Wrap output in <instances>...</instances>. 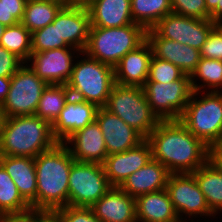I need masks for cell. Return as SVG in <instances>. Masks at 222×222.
I'll list each match as a JSON object with an SVG mask.
<instances>
[{"instance_id":"cell-1","label":"cell","mask_w":222,"mask_h":222,"mask_svg":"<svg viewBox=\"0 0 222 222\" xmlns=\"http://www.w3.org/2000/svg\"><path fill=\"white\" fill-rule=\"evenodd\" d=\"M146 140L151 145L152 158L171 174L193 173L213 156L211 148L179 120H160Z\"/></svg>"},{"instance_id":"cell-2","label":"cell","mask_w":222,"mask_h":222,"mask_svg":"<svg viewBox=\"0 0 222 222\" xmlns=\"http://www.w3.org/2000/svg\"><path fill=\"white\" fill-rule=\"evenodd\" d=\"M37 192L36 209L54 212L68 205L69 175L75 161L64 143L34 158Z\"/></svg>"},{"instance_id":"cell-3","label":"cell","mask_w":222,"mask_h":222,"mask_svg":"<svg viewBox=\"0 0 222 222\" xmlns=\"http://www.w3.org/2000/svg\"><path fill=\"white\" fill-rule=\"evenodd\" d=\"M52 125L36 115L6 117L0 136V155L35 158L54 147Z\"/></svg>"},{"instance_id":"cell-4","label":"cell","mask_w":222,"mask_h":222,"mask_svg":"<svg viewBox=\"0 0 222 222\" xmlns=\"http://www.w3.org/2000/svg\"><path fill=\"white\" fill-rule=\"evenodd\" d=\"M114 84V68L82 52L74 62L66 86L72 97L93 103L99 108L106 106Z\"/></svg>"},{"instance_id":"cell-5","label":"cell","mask_w":222,"mask_h":222,"mask_svg":"<svg viewBox=\"0 0 222 222\" xmlns=\"http://www.w3.org/2000/svg\"><path fill=\"white\" fill-rule=\"evenodd\" d=\"M145 40L146 30L136 23L111 28L91 26L83 52L114 68L128 52L135 50Z\"/></svg>"},{"instance_id":"cell-6","label":"cell","mask_w":222,"mask_h":222,"mask_svg":"<svg viewBox=\"0 0 222 222\" xmlns=\"http://www.w3.org/2000/svg\"><path fill=\"white\" fill-rule=\"evenodd\" d=\"M179 121L212 149L222 133V92L193 91Z\"/></svg>"},{"instance_id":"cell-7","label":"cell","mask_w":222,"mask_h":222,"mask_svg":"<svg viewBox=\"0 0 222 222\" xmlns=\"http://www.w3.org/2000/svg\"><path fill=\"white\" fill-rule=\"evenodd\" d=\"M105 108L133 127L145 139L160 121L151 111L142 87L115 83Z\"/></svg>"},{"instance_id":"cell-8","label":"cell","mask_w":222,"mask_h":222,"mask_svg":"<svg viewBox=\"0 0 222 222\" xmlns=\"http://www.w3.org/2000/svg\"><path fill=\"white\" fill-rule=\"evenodd\" d=\"M159 120H179L193 93L189 75L174 82L146 81L142 87Z\"/></svg>"},{"instance_id":"cell-9","label":"cell","mask_w":222,"mask_h":222,"mask_svg":"<svg viewBox=\"0 0 222 222\" xmlns=\"http://www.w3.org/2000/svg\"><path fill=\"white\" fill-rule=\"evenodd\" d=\"M68 182V205L77 207H92L112 187L98 163L74 161Z\"/></svg>"},{"instance_id":"cell-10","label":"cell","mask_w":222,"mask_h":222,"mask_svg":"<svg viewBox=\"0 0 222 222\" xmlns=\"http://www.w3.org/2000/svg\"><path fill=\"white\" fill-rule=\"evenodd\" d=\"M166 190L181 222H194L196 218L199 221L202 216L208 218L207 222L211 217L218 219L191 173L170 174Z\"/></svg>"},{"instance_id":"cell-11","label":"cell","mask_w":222,"mask_h":222,"mask_svg":"<svg viewBox=\"0 0 222 222\" xmlns=\"http://www.w3.org/2000/svg\"><path fill=\"white\" fill-rule=\"evenodd\" d=\"M48 84L24 63L11 77L2 107L6 117L35 115L43 90Z\"/></svg>"},{"instance_id":"cell-12","label":"cell","mask_w":222,"mask_h":222,"mask_svg":"<svg viewBox=\"0 0 222 222\" xmlns=\"http://www.w3.org/2000/svg\"><path fill=\"white\" fill-rule=\"evenodd\" d=\"M216 23L211 19L167 14L152 29L162 38L177 41L200 51Z\"/></svg>"},{"instance_id":"cell-13","label":"cell","mask_w":222,"mask_h":222,"mask_svg":"<svg viewBox=\"0 0 222 222\" xmlns=\"http://www.w3.org/2000/svg\"><path fill=\"white\" fill-rule=\"evenodd\" d=\"M81 53L73 47L45 50L31 53L26 63L47 84L66 85L71 76L75 59Z\"/></svg>"},{"instance_id":"cell-14","label":"cell","mask_w":222,"mask_h":222,"mask_svg":"<svg viewBox=\"0 0 222 222\" xmlns=\"http://www.w3.org/2000/svg\"><path fill=\"white\" fill-rule=\"evenodd\" d=\"M95 120L104 136L108 155L132 149L145 140L138 131L105 107L97 109Z\"/></svg>"},{"instance_id":"cell-15","label":"cell","mask_w":222,"mask_h":222,"mask_svg":"<svg viewBox=\"0 0 222 222\" xmlns=\"http://www.w3.org/2000/svg\"><path fill=\"white\" fill-rule=\"evenodd\" d=\"M151 158L152 148L145 139L132 149L108 155L102 165L109 184L112 187H119L127 177L145 166Z\"/></svg>"},{"instance_id":"cell-16","label":"cell","mask_w":222,"mask_h":222,"mask_svg":"<svg viewBox=\"0 0 222 222\" xmlns=\"http://www.w3.org/2000/svg\"><path fill=\"white\" fill-rule=\"evenodd\" d=\"M64 144L75 161L103 164L108 156L104 136L96 120L72 134Z\"/></svg>"},{"instance_id":"cell-17","label":"cell","mask_w":222,"mask_h":222,"mask_svg":"<svg viewBox=\"0 0 222 222\" xmlns=\"http://www.w3.org/2000/svg\"><path fill=\"white\" fill-rule=\"evenodd\" d=\"M97 109L93 103L70 96L52 124L53 136L59 143H64L72 134L95 120Z\"/></svg>"},{"instance_id":"cell-18","label":"cell","mask_w":222,"mask_h":222,"mask_svg":"<svg viewBox=\"0 0 222 222\" xmlns=\"http://www.w3.org/2000/svg\"><path fill=\"white\" fill-rule=\"evenodd\" d=\"M146 39L150 43L153 55L171 62L186 75L191 76L200 61V51L177 41L160 37L153 29L146 31Z\"/></svg>"},{"instance_id":"cell-19","label":"cell","mask_w":222,"mask_h":222,"mask_svg":"<svg viewBox=\"0 0 222 222\" xmlns=\"http://www.w3.org/2000/svg\"><path fill=\"white\" fill-rule=\"evenodd\" d=\"M91 27L90 13L87 8L63 6L58 12L59 42L83 52L88 42Z\"/></svg>"},{"instance_id":"cell-20","label":"cell","mask_w":222,"mask_h":222,"mask_svg":"<svg viewBox=\"0 0 222 222\" xmlns=\"http://www.w3.org/2000/svg\"><path fill=\"white\" fill-rule=\"evenodd\" d=\"M153 51L147 39L135 50L128 52L114 67L115 83L143 87L148 79Z\"/></svg>"},{"instance_id":"cell-21","label":"cell","mask_w":222,"mask_h":222,"mask_svg":"<svg viewBox=\"0 0 222 222\" xmlns=\"http://www.w3.org/2000/svg\"><path fill=\"white\" fill-rule=\"evenodd\" d=\"M91 209L101 222H137L136 199L119 187H111Z\"/></svg>"},{"instance_id":"cell-22","label":"cell","mask_w":222,"mask_h":222,"mask_svg":"<svg viewBox=\"0 0 222 222\" xmlns=\"http://www.w3.org/2000/svg\"><path fill=\"white\" fill-rule=\"evenodd\" d=\"M170 174L163 164L151 158L145 166L127 177L119 188L136 199L140 195L165 189Z\"/></svg>"},{"instance_id":"cell-23","label":"cell","mask_w":222,"mask_h":222,"mask_svg":"<svg viewBox=\"0 0 222 222\" xmlns=\"http://www.w3.org/2000/svg\"><path fill=\"white\" fill-rule=\"evenodd\" d=\"M0 164L16 184L22 198L31 208L36 209L37 179L34 158L0 155Z\"/></svg>"},{"instance_id":"cell-24","label":"cell","mask_w":222,"mask_h":222,"mask_svg":"<svg viewBox=\"0 0 222 222\" xmlns=\"http://www.w3.org/2000/svg\"><path fill=\"white\" fill-rule=\"evenodd\" d=\"M137 222H181L165 189L136 198Z\"/></svg>"},{"instance_id":"cell-25","label":"cell","mask_w":222,"mask_h":222,"mask_svg":"<svg viewBox=\"0 0 222 222\" xmlns=\"http://www.w3.org/2000/svg\"><path fill=\"white\" fill-rule=\"evenodd\" d=\"M88 11L91 26L111 28L133 24L131 0H97Z\"/></svg>"},{"instance_id":"cell-26","label":"cell","mask_w":222,"mask_h":222,"mask_svg":"<svg viewBox=\"0 0 222 222\" xmlns=\"http://www.w3.org/2000/svg\"><path fill=\"white\" fill-rule=\"evenodd\" d=\"M205 196L210 210L222 216V166L212 156L204 165L191 173Z\"/></svg>"},{"instance_id":"cell-27","label":"cell","mask_w":222,"mask_h":222,"mask_svg":"<svg viewBox=\"0 0 222 222\" xmlns=\"http://www.w3.org/2000/svg\"><path fill=\"white\" fill-rule=\"evenodd\" d=\"M170 13H172L170 0H131L132 20L146 31L152 29Z\"/></svg>"},{"instance_id":"cell-28","label":"cell","mask_w":222,"mask_h":222,"mask_svg":"<svg viewBox=\"0 0 222 222\" xmlns=\"http://www.w3.org/2000/svg\"><path fill=\"white\" fill-rule=\"evenodd\" d=\"M62 7L51 0H27L21 23L33 33L51 24Z\"/></svg>"},{"instance_id":"cell-29","label":"cell","mask_w":222,"mask_h":222,"mask_svg":"<svg viewBox=\"0 0 222 222\" xmlns=\"http://www.w3.org/2000/svg\"><path fill=\"white\" fill-rule=\"evenodd\" d=\"M190 80L193 91L222 92V61L200 58Z\"/></svg>"},{"instance_id":"cell-30","label":"cell","mask_w":222,"mask_h":222,"mask_svg":"<svg viewBox=\"0 0 222 222\" xmlns=\"http://www.w3.org/2000/svg\"><path fill=\"white\" fill-rule=\"evenodd\" d=\"M70 96L66 85L48 84L42 92L35 115L52 125Z\"/></svg>"},{"instance_id":"cell-31","label":"cell","mask_w":222,"mask_h":222,"mask_svg":"<svg viewBox=\"0 0 222 222\" xmlns=\"http://www.w3.org/2000/svg\"><path fill=\"white\" fill-rule=\"evenodd\" d=\"M0 45L26 63L32 53L31 32L19 22L5 28Z\"/></svg>"},{"instance_id":"cell-32","label":"cell","mask_w":222,"mask_h":222,"mask_svg":"<svg viewBox=\"0 0 222 222\" xmlns=\"http://www.w3.org/2000/svg\"><path fill=\"white\" fill-rule=\"evenodd\" d=\"M30 208L31 206L20 195L14 181L0 164V216L23 212Z\"/></svg>"},{"instance_id":"cell-33","label":"cell","mask_w":222,"mask_h":222,"mask_svg":"<svg viewBox=\"0 0 222 222\" xmlns=\"http://www.w3.org/2000/svg\"><path fill=\"white\" fill-rule=\"evenodd\" d=\"M31 42L32 53L70 47L66 42H59L58 13L51 24L31 33Z\"/></svg>"},{"instance_id":"cell-34","label":"cell","mask_w":222,"mask_h":222,"mask_svg":"<svg viewBox=\"0 0 222 222\" xmlns=\"http://www.w3.org/2000/svg\"><path fill=\"white\" fill-rule=\"evenodd\" d=\"M184 75L185 73L176 65L166 60L159 59L153 55L149 64L147 81L168 83L179 80Z\"/></svg>"},{"instance_id":"cell-35","label":"cell","mask_w":222,"mask_h":222,"mask_svg":"<svg viewBox=\"0 0 222 222\" xmlns=\"http://www.w3.org/2000/svg\"><path fill=\"white\" fill-rule=\"evenodd\" d=\"M172 13L197 19H211L205 0H170Z\"/></svg>"},{"instance_id":"cell-36","label":"cell","mask_w":222,"mask_h":222,"mask_svg":"<svg viewBox=\"0 0 222 222\" xmlns=\"http://www.w3.org/2000/svg\"><path fill=\"white\" fill-rule=\"evenodd\" d=\"M27 0H0V24L5 27L21 22Z\"/></svg>"},{"instance_id":"cell-37","label":"cell","mask_w":222,"mask_h":222,"mask_svg":"<svg viewBox=\"0 0 222 222\" xmlns=\"http://www.w3.org/2000/svg\"><path fill=\"white\" fill-rule=\"evenodd\" d=\"M62 222H101L91 207L67 205L53 212Z\"/></svg>"},{"instance_id":"cell-38","label":"cell","mask_w":222,"mask_h":222,"mask_svg":"<svg viewBox=\"0 0 222 222\" xmlns=\"http://www.w3.org/2000/svg\"><path fill=\"white\" fill-rule=\"evenodd\" d=\"M201 58L222 61V30L216 25L200 49Z\"/></svg>"},{"instance_id":"cell-39","label":"cell","mask_w":222,"mask_h":222,"mask_svg":"<svg viewBox=\"0 0 222 222\" xmlns=\"http://www.w3.org/2000/svg\"><path fill=\"white\" fill-rule=\"evenodd\" d=\"M24 62L0 45V77H12Z\"/></svg>"},{"instance_id":"cell-40","label":"cell","mask_w":222,"mask_h":222,"mask_svg":"<svg viewBox=\"0 0 222 222\" xmlns=\"http://www.w3.org/2000/svg\"><path fill=\"white\" fill-rule=\"evenodd\" d=\"M0 222H45V210L30 208L19 213L3 214Z\"/></svg>"},{"instance_id":"cell-41","label":"cell","mask_w":222,"mask_h":222,"mask_svg":"<svg viewBox=\"0 0 222 222\" xmlns=\"http://www.w3.org/2000/svg\"><path fill=\"white\" fill-rule=\"evenodd\" d=\"M11 83V77H0V103L6 100Z\"/></svg>"},{"instance_id":"cell-42","label":"cell","mask_w":222,"mask_h":222,"mask_svg":"<svg viewBox=\"0 0 222 222\" xmlns=\"http://www.w3.org/2000/svg\"><path fill=\"white\" fill-rule=\"evenodd\" d=\"M211 20L216 24L222 22V0L221 5H217V7L210 13Z\"/></svg>"},{"instance_id":"cell-43","label":"cell","mask_w":222,"mask_h":222,"mask_svg":"<svg viewBox=\"0 0 222 222\" xmlns=\"http://www.w3.org/2000/svg\"><path fill=\"white\" fill-rule=\"evenodd\" d=\"M211 150L214 159L222 166V147H213Z\"/></svg>"},{"instance_id":"cell-44","label":"cell","mask_w":222,"mask_h":222,"mask_svg":"<svg viewBox=\"0 0 222 222\" xmlns=\"http://www.w3.org/2000/svg\"><path fill=\"white\" fill-rule=\"evenodd\" d=\"M206 9L209 13H211L217 5H221V0H205Z\"/></svg>"},{"instance_id":"cell-45","label":"cell","mask_w":222,"mask_h":222,"mask_svg":"<svg viewBox=\"0 0 222 222\" xmlns=\"http://www.w3.org/2000/svg\"><path fill=\"white\" fill-rule=\"evenodd\" d=\"M45 222H62L53 212L45 211Z\"/></svg>"},{"instance_id":"cell-46","label":"cell","mask_w":222,"mask_h":222,"mask_svg":"<svg viewBox=\"0 0 222 222\" xmlns=\"http://www.w3.org/2000/svg\"><path fill=\"white\" fill-rule=\"evenodd\" d=\"M95 1L97 0H76L75 5L82 7V8H88L91 6Z\"/></svg>"},{"instance_id":"cell-47","label":"cell","mask_w":222,"mask_h":222,"mask_svg":"<svg viewBox=\"0 0 222 222\" xmlns=\"http://www.w3.org/2000/svg\"><path fill=\"white\" fill-rule=\"evenodd\" d=\"M5 119H6V116L4 113V109L2 107V104L0 103V136H1L2 127L4 125Z\"/></svg>"},{"instance_id":"cell-48","label":"cell","mask_w":222,"mask_h":222,"mask_svg":"<svg viewBox=\"0 0 222 222\" xmlns=\"http://www.w3.org/2000/svg\"><path fill=\"white\" fill-rule=\"evenodd\" d=\"M60 3L62 6H74L76 0H51Z\"/></svg>"},{"instance_id":"cell-49","label":"cell","mask_w":222,"mask_h":222,"mask_svg":"<svg viewBox=\"0 0 222 222\" xmlns=\"http://www.w3.org/2000/svg\"><path fill=\"white\" fill-rule=\"evenodd\" d=\"M5 28H6L5 26L0 24V39H1L2 35H3V33H4Z\"/></svg>"},{"instance_id":"cell-50","label":"cell","mask_w":222,"mask_h":222,"mask_svg":"<svg viewBox=\"0 0 222 222\" xmlns=\"http://www.w3.org/2000/svg\"><path fill=\"white\" fill-rule=\"evenodd\" d=\"M214 147H222V133L219 142Z\"/></svg>"},{"instance_id":"cell-51","label":"cell","mask_w":222,"mask_h":222,"mask_svg":"<svg viewBox=\"0 0 222 222\" xmlns=\"http://www.w3.org/2000/svg\"><path fill=\"white\" fill-rule=\"evenodd\" d=\"M222 30V22L216 24Z\"/></svg>"}]
</instances>
